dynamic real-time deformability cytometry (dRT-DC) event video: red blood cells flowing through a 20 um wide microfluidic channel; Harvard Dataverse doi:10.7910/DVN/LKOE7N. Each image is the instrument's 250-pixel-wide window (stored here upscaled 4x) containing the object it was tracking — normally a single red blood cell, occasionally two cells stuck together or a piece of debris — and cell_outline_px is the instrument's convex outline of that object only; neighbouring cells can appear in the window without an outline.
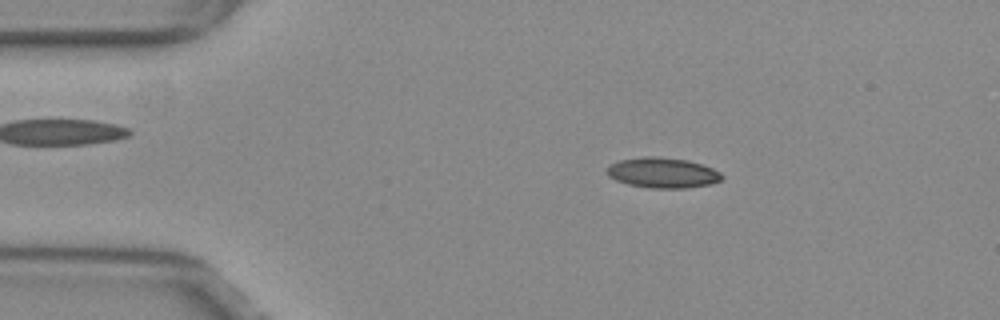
{"species": "common noctule bat (a hibernating species)", "species_latin": "Nyctalus noctula", "temperature_condition": "warm", "stored_images_in_passage": 53, "camera_frame_rate_fps": 3000, "um_per_image_px": 0.085, "animal": {"sex": "female", "body_mass_g": 29.2, "forearm_length_mm": 56.3}, "frame": {"image": 1, "passage_image": 9, "time_ms": 2.667, "image_size_px": [1000, 320], "cell_outline_px": [[724, 176], [720, 180], [712, 184], [688, 188], [648, 188], [628, 184], [616, 180], [608, 176], [608, 164], [620, 160], [644, 156], [652, 156], [688, 160], [712, 168], [720, 172]], "centroid_in_image_um": [56.33, 14.69], "position_along_channel_um": 28.7, "area_um2": 20.35}}
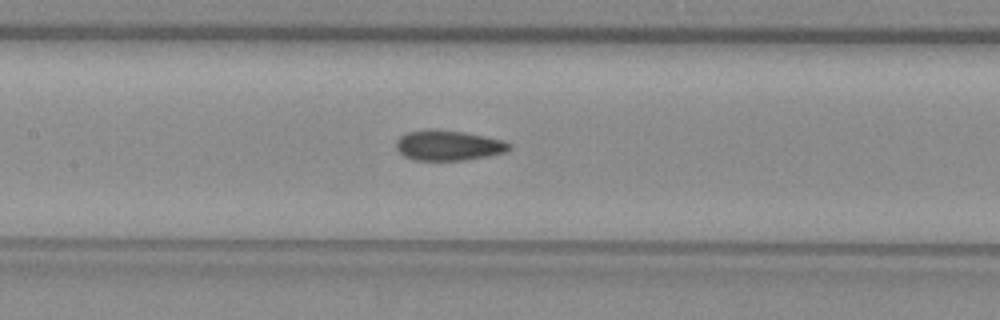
{"frame": {"image": 2, "passage_image": 24, "time_ms": 7.667, "image_size_px": [1000, 320], "cell_outline_px": [[512, 148], [504, 152], [488, 156], [464, 160], [412, 160], [404, 156], [396, 148], [396, 140], [400, 136], [408, 132], [424, 128], [432, 128], [464, 132], [504, 140], [512, 144]], "centroid_in_image_um": [38.1, 12.34], "position_along_channel_um": 169.3, "area_um2": 20.17}}
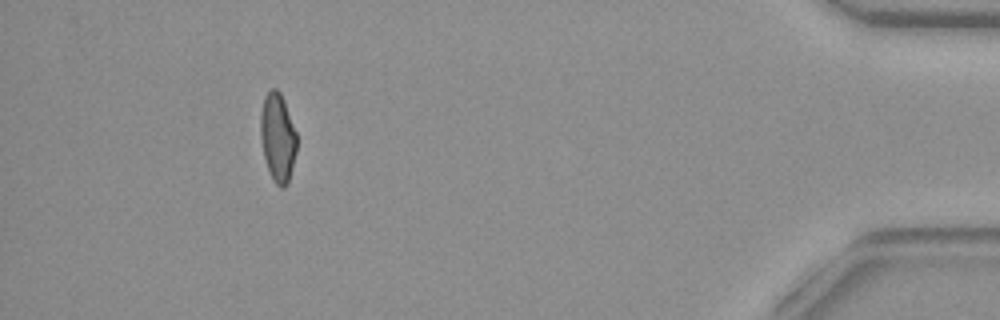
{"frame": {"image": 3, "passage_image": 48, "time_ms": 15.667, "image_size_px": [1000, 320], "cell_outline_px": [[296, 152], [288, 184], [284, 188], [280, 188], [272, 180], [264, 156], [260, 136], [260, 116], [264, 96], [272, 88], [276, 88], [280, 92], [284, 100], [296, 132]], "centroid_in_image_um": [23.6, 11.69], "position_along_channel_um": 411.6, "area_um2": 18.73}, "authors_computed_cell_mechanics": {"area_um2": 19.652, "velocity_mm_per_s": 3.8776, "shape_relaxation_time_tau1_ms": null, "shape_relaxation_time_tau2_ms": 1.9618, "deformation_change_tau1": null, "deformation_change_tau2": 0.0696}}